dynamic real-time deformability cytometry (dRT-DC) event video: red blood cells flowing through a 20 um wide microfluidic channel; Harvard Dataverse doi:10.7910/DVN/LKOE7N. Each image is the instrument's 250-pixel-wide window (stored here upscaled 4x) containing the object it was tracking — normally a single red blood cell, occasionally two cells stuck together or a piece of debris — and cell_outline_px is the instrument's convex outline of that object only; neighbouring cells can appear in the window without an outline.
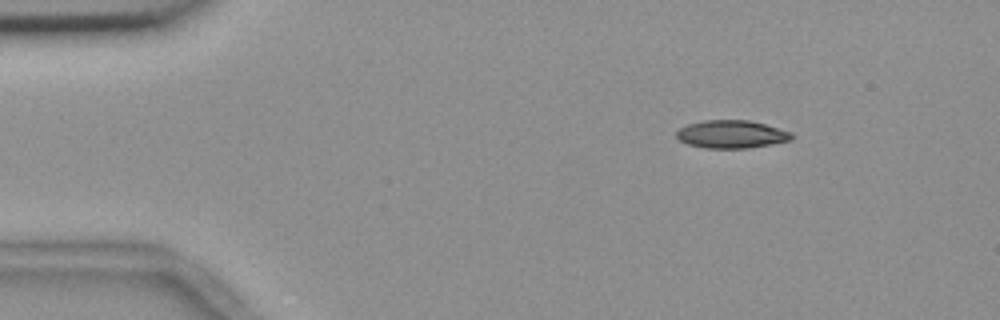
{"species": "common noctule bat (a hibernating species)", "species_latin": "Nyctalus noctula", "temperature_condition": "room temperature", "stored_images_in_passage": 48, "camera_frame_rate_fps": 3000, "um_per_image_px": 0.085, "animal": {"sex": "female", "body_mass_g": 18.4}, "frame": {"image": 1, "passage_image": 1, "time_ms": 0.0, "image_size_px": [1000, 320], "cell_outline_px": [[796, 136], [792, 140], [772, 144], [748, 148], [704, 148], [688, 144], [680, 140], [676, 136], [676, 132], [680, 128], [688, 124], [704, 120], [748, 120], [764, 124], [792, 132]], "centroid_in_image_um": [62.21, 11.41], "position_along_channel_um": 22.8, "area_um2": 18.79}}
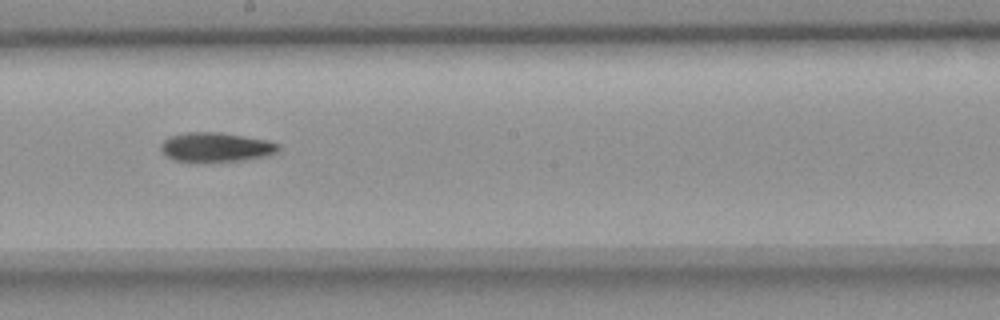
{"frame": {"image": 2, "passage_image": 24, "time_ms": 7.667, "image_size_px": [1000, 320], "cell_outline_px": [[280, 148], [276, 152], [268, 156], [244, 160], [208, 164], [192, 164], [172, 160], [164, 156], [160, 152], [160, 144], [168, 136], [188, 132], [220, 132], [268, 140], [280, 144]], "centroid_in_image_um": [18.28, 12.56], "position_along_channel_um": 229.9, "area_um2": 21.27}}
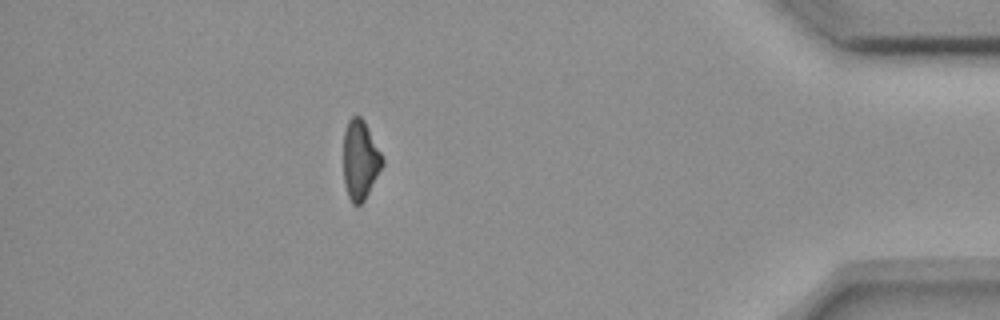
{"frame": {"image": 3, "passage_image": 42, "time_ms": 13.667, "image_size_px": [1000, 320], "cell_outline_px": [[384, 164], [364, 200], [360, 204], [352, 204], [348, 196], [344, 184], [344, 132], [348, 120], [352, 116], [360, 116], [364, 120], [384, 160]], "centroid_in_image_um": [30.61, 13.59], "position_along_channel_um": 404.6, "area_um2": 17.8}}